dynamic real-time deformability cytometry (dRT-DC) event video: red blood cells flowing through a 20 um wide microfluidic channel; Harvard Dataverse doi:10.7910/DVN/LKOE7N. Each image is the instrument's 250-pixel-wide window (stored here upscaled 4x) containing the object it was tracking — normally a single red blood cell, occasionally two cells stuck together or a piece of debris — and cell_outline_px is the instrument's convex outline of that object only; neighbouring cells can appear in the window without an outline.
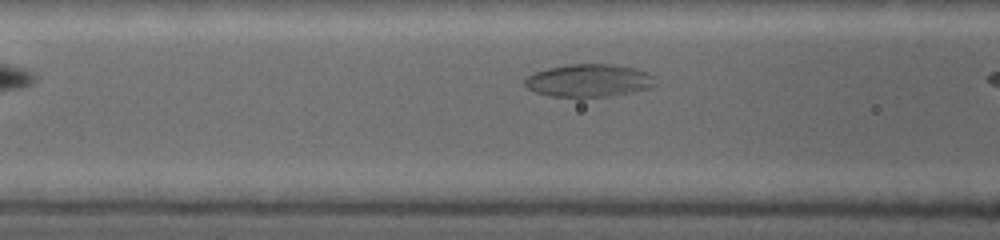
{"species": "common noctule bat (a hibernating species)", "species_latin": "Nyctalus noctula", "temperature_condition": "warm", "stored_images_in_passage": 9, "camera_frame_rate_fps": 5000, "um_per_image_px": 0.085, "animal": {"sex": "female", "body_mass_g": 19.0, "forearm_length_mm": 53.3}, "frame": {"image": 1, "passage_image": 7, "time_ms": 2.4, "image_size_px": [1000, 240], "cell_outline_px": [[656, 84], [648, 88], [628, 92], [604, 96], [552, 96], [536, 92], [528, 88], [524, 84], [524, 80], [528, 76], [536, 72], [548, 68], [568, 64], [616, 64], [636, 68], [656, 76]], "centroid_in_image_um": [50.07, 6.82], "position_along_channel_um": 116.5, "area_um2": 24.62}}